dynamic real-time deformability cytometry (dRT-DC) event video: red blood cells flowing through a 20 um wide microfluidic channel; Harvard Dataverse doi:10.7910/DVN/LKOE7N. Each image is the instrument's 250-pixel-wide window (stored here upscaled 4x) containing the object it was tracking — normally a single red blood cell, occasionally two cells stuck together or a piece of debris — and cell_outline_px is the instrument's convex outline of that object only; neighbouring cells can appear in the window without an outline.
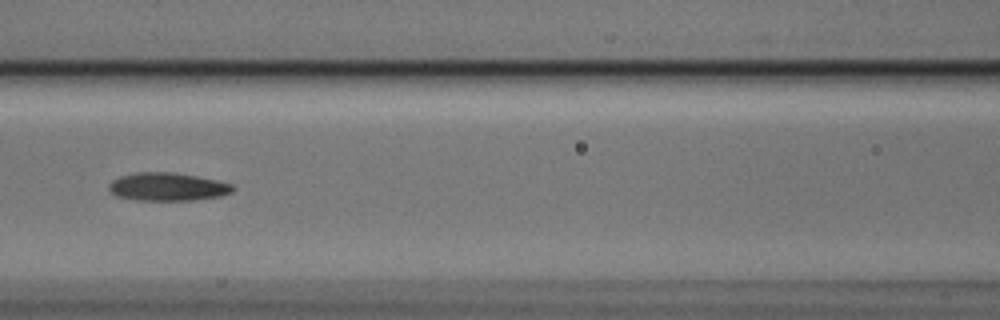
{"species": "Egyptian fruit bat (a non-hibernating species)", "species_latin": "Rousettus aegyptiacus", "temperature_condition": "cold", "stored_images_in_passage": 8, "camera_frame_rate_fps": 3000, "um_per_image_px": 0.085, "animal": {"sex": "male"}, "frame": {"image": 1, "passage_image": 8, "time_ms": 2.333, "image_size_px": [1000, 320], "cell_outline_px": [[236, 188], [232, 192], [220, 196], [192, 200], [136, 200], [116, 196], [108, 188], [108, 184], [112, 180], [120, 176], [136, 172], [172, 172], [196, 176], [216, 180], [232, 184]], "centroid_in_image_um": [14.23, 15.87], "position_along_channel_um": 152.4, "area_um2": 20.29}}